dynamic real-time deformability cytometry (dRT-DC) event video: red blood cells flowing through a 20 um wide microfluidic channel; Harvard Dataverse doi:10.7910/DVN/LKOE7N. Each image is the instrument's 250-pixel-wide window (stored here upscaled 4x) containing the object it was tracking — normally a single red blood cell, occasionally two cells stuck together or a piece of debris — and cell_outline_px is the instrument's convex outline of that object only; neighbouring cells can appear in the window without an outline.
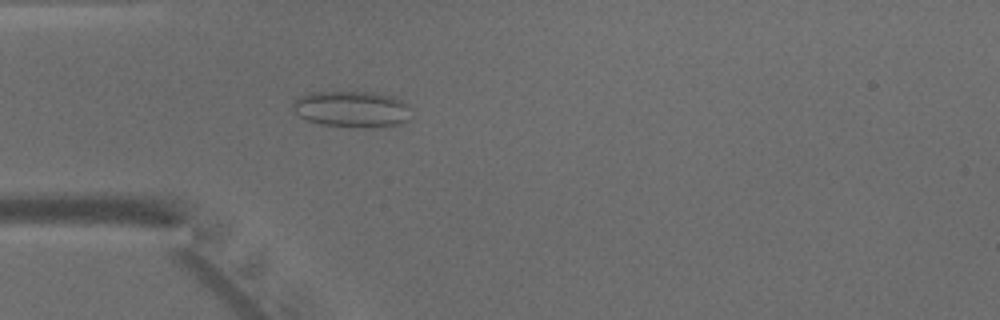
{"species": "common noctule bat (a hibernating species)", "species_latin": "Nyctalus noctula", "temperature_condition": "warm", "stored_images_in_passage": 47, "camera_frame_rate_fps": 3000, "um_per_image_px": 0.085, "animal": {"sex": "male", "body_mass_g": 15.6}, "frame": {"image": 1, "passage_image": 14, "time_ms": 4.333, "image_size_px": [1000, 320], "cell_outline_px": [[408, 120], [400, 124], [364, 128], [352, 128], [320, 124], [308, 120], [300, 116], [292, 108], [292, 104], [300, 96], [312, 92], [372, 92], [392, 96], [408, 104]], "centroid_in_image_um": [29.89, 9.28], "position_along_channel_um": 55.1, "area_um2": 24.97}}
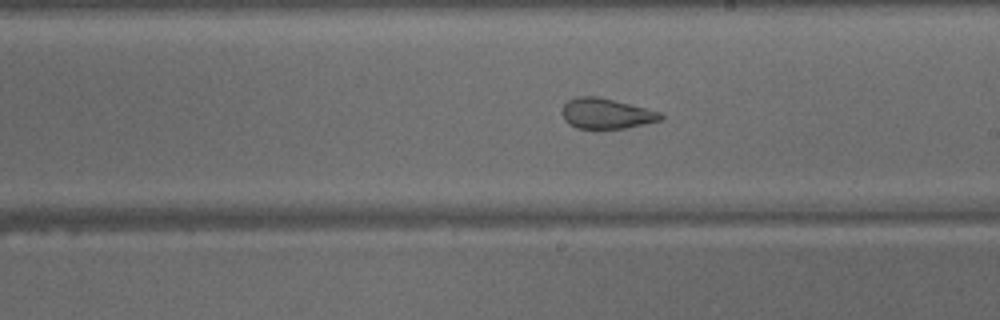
{"frame": {"image": 2, "passage_image": 27, "time_ms": 8.667, "image_size_px": [1000, 320], "cell_outline_px": [[664, 120], [624, 128], [576, 128], [568, 124], [564, 120], [560, 112], [564, 104], [568, 100], [576, 96], [596, 96], [648, 108], [664, 112]], "centroid_in_image_um": [51.55, 9.65], "position_along_channel_um": 237.5, "area_um2": 17.74}}
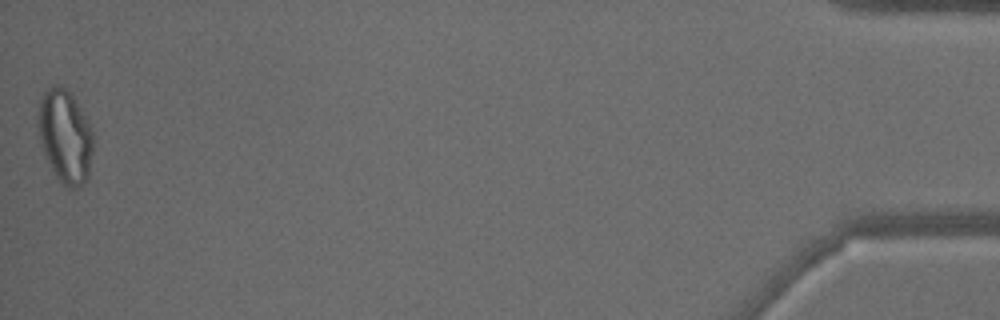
{"frame": {"image": 3, "passage_image": 47, "time_ms": 15.333, "image_size_px": [1000, 320], "cell_outline_px": [[92, 152], [88, 176], [84, 184], [68, 188], [56, 176], [44, 156], [40, 144], [36, 120], [36, 116], [40, 100], [44, 92], [52, 84], [60, 84], [72, 96], [88, 120], [92, 132]], "centroid_in_image_um": [5.49, 11.56], "position_along_channel_um": 429.7, "area_um2": 30.0}}